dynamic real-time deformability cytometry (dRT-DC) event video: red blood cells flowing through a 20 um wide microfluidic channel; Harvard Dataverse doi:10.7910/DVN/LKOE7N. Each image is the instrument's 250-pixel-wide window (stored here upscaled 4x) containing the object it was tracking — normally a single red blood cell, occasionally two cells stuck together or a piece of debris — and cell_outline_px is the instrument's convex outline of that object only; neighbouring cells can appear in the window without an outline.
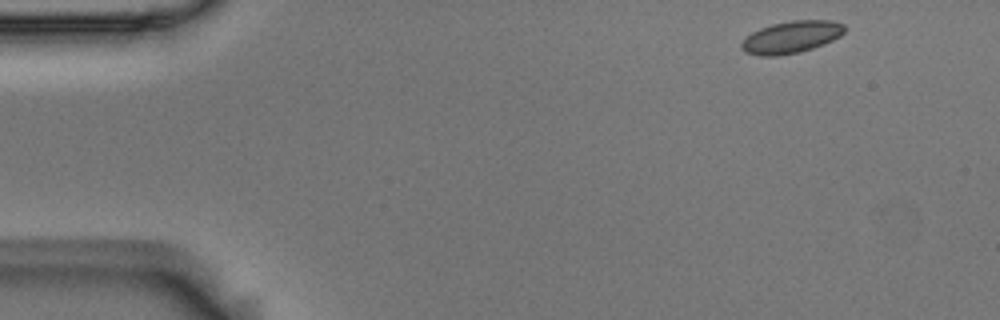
{"species": "Egyptian fruit bat (a non-hibernating species)", "species_latin": "Rousettus aegyptiacus", "temperature_condition": "room temperature", "stored_images_in_passage": 4, "camera_frame_rate_fps": 3000, "um_per_image_px": 0.085, "animal": {"sex": "male"}, "frame": {"image": 1, "passage_image": 1, "time_ms": 0.0, "image_size_px": [1000, 320], "cell_outline_px": [[844, 32], [840, 36], [824, 44], [800, 52], [776, 56], [760, 56], [744, 52], [740, 48], [740, 44], [752, 32], [760, 28], [772, 24], [792, 20], [828, 20], [844, 24]], "centroid_in_image_um": [67.24, 3.16], "position_along_channel_um": 17.8, "area_um2": 19.25}}
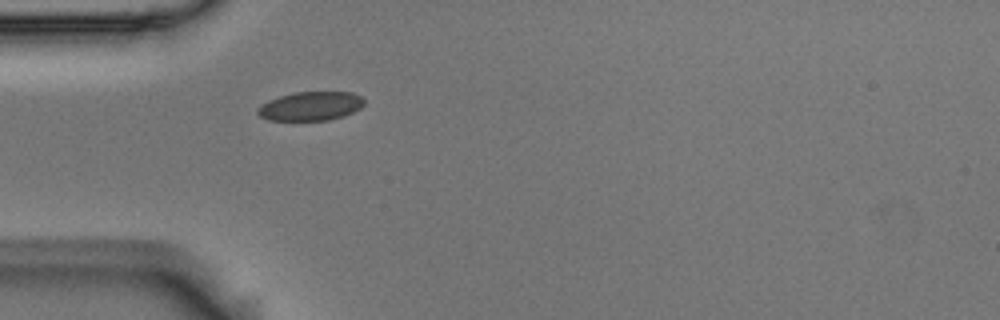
{"frame": {"image": 2, "passage_image": 4, "time_ms": 1.0, "image_size_px": [1000, 320], "cell_outline_px": [[364, 104], [360, 108], [344, 116], [328, 120], [268, 120], [260, 116], [256, 112], [256, 108], [260, 104], [268, 100], [292, 92], [352, 92], [360, 96], [364, 100]], "centroid_in_image_um": [26.37, 9.02], "position_along_channel_um": 58.6, "area_um2": 18.03}}